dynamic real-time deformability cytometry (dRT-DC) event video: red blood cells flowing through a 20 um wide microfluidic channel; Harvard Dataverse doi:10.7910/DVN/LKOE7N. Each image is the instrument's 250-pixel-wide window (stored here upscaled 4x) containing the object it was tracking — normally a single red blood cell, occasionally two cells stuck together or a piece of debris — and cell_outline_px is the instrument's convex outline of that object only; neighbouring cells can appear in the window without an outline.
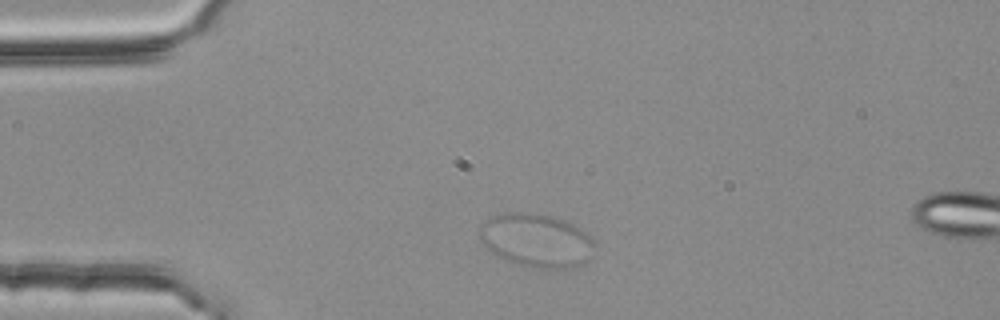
{"species": "common noctule bat (a hibernating species)", "species_latin": "Nyctalus noctula", "temperature_condition": "room temperature", "stored_images_in_passage": 2, "segment_of_instrument_passage": [1, 2], "camera_frame_rate_fps": 3000, "um_per_image_px": 0.085, "animal": {"sex": "female", "body_mass_g": 25.1}, "frame": {"image": 1, "passage_image": 1, "time_ms": 0.0, "image_size_px": [1000, 320], "cell_outline_px": [[592, 244], [584, 260], [580, 264], [564, 268], [536, 268], [520, 264], [508, 260], [492, 252], [480, 240], [480, 228], [484, 220], [492, 216], [508, 212], [532, 212], [552, 216], [564, 220], [580, 228], [592, 240]], "centroid_in_image_um": [45.51, 20.39], "position_along_channel_um": 39.5, "area_um2": 34.91}}